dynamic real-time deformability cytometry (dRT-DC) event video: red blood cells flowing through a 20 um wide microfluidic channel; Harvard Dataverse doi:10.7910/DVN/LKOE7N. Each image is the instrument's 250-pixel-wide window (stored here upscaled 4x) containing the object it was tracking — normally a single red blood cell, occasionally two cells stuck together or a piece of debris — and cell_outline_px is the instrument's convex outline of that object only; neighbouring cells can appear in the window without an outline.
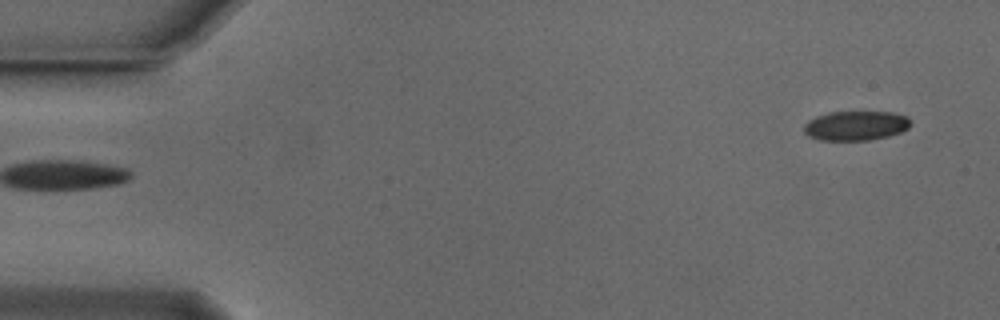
{"species": "Egyptian fruit bat (a non-hibernating species)", "species_latin": "Rousettus aegyptiacus", "temperature_condition": "cold", "stored_images_in_passage": 51, "camera_frame_rate_fps": 3000, "um_per_image_px": 0.085, "animal": {"sex": "male"}, "frame": {"image": 1, "passage_image": 1, "time_ms": 0.0, "image_size_px": [1000, 320], "cell_outline_px": [[912, 124], [908, 128], [900, 132], [888, 136], [868, 140], [820, 140], [808, 136], [804, 132], [804, 124], [808, 120], [816, 116], [828, 112], [892, 112], [908, 116], [912, 120]], "centroid_in_image_um": [72.75, 10.67], "position_along_channel_um": 12.2, "area_um2": 18.5}}
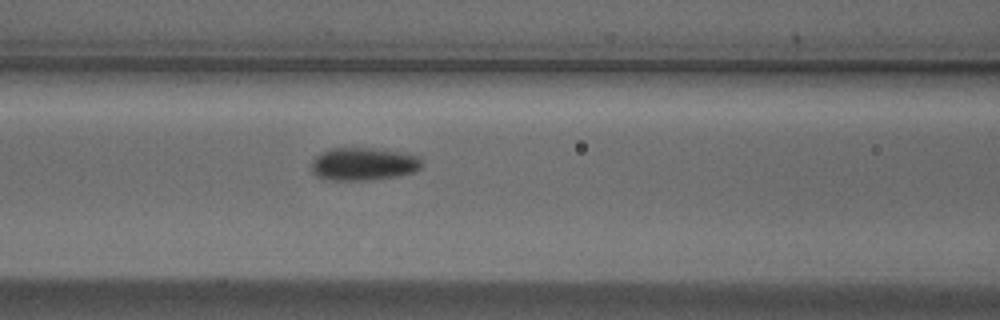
{"frame": {"image": 2, "passage_image": 20, "time_ms": 6.333, "image_size_px": [1000, 320], "cell_outline_px": [[420, 168], [412, 172], [396, 176], [368, 180], [332, 180], [320, 176], [312, 172], [312, 160], [320, 152], [332, 148], [376, 148], [400, 152], [420, 156]], "centroid_in_image_um": [30.88, 13.92], "position_along_channel_um": 135.7, "area_um2": 20.92}}
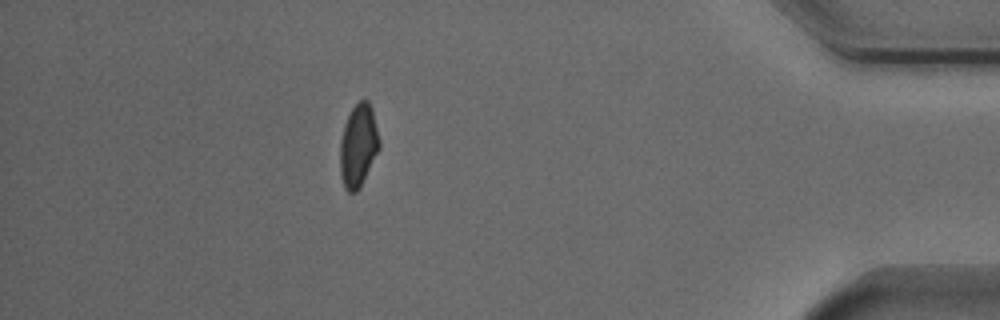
{"frame": {"image": 3, "passage_image": 45, "time_ms": 14.667, "image_size_px": [1000, 320], "cell_outline_px": [[380, 148], [360, 188], [356, 192], [348, 192], [344, 188], [340, 176], [340, 140], [344, 124], [352, 108], [360, 100], [368, 100], [372, 108], [380, 140]], "centroid_in_image_um": [30.45, 12.39], "position_along_channel_um": 404.7, "area_um2": 19.13}, "authors_computed_cell_mechanics": {"area_um2": 19.652, "velocity_mm_per_s": 3.8372, "shape_relaxation_time_tau1_ms": 2.7307, "shape_relaxation_time_tau2_ms": 2.8961, "deformation_change_tau1": 0.0927, "deformation_change_tau2": 0.0603}}